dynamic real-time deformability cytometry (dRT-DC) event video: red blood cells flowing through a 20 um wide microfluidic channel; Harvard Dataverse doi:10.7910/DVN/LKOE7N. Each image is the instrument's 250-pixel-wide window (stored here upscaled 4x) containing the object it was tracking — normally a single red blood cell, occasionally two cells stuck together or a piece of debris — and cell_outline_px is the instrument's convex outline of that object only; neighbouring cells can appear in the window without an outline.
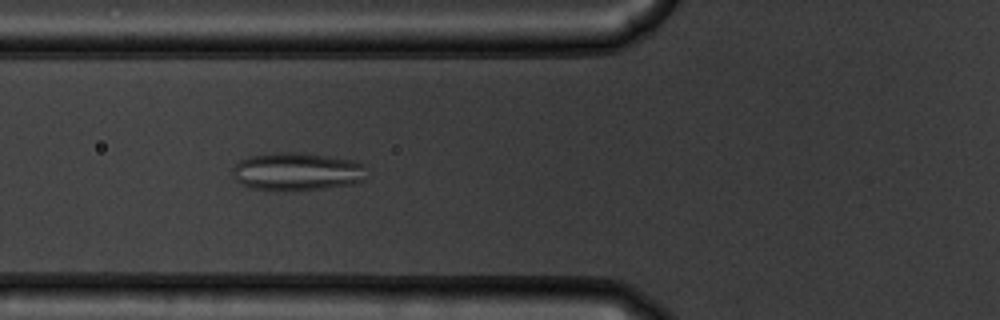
{"species": "common noctule bat (a hibernating species)", "species_latin": "Nyctalus noctula", "temperature_condition": "warm", "stored_images_in_passage": 39, "camera_frame_rate_fps": 3000, "um_per_image_px": 0.085, "animal": {"sex": "male", "body_mass_g": 19.5, "forearm_length_mm": 54.6}, "frame": {"image": 1, "passage_image": 5, "time_ms": 1.333, "image_size_px": [1000, 320], "cell_outline_px": [[364, 180], [352, 184], [328, 188], [252, 188], [240, 184], [232, 176], [232, 168], [240, 160], [248, 156], [276, 152], [300, 152], [352, 160], [364, 164]], "centroid_in_image_um": [25.22, 14.54], "position_along_channel_um": 100.6, "area_um2": 29.02}}
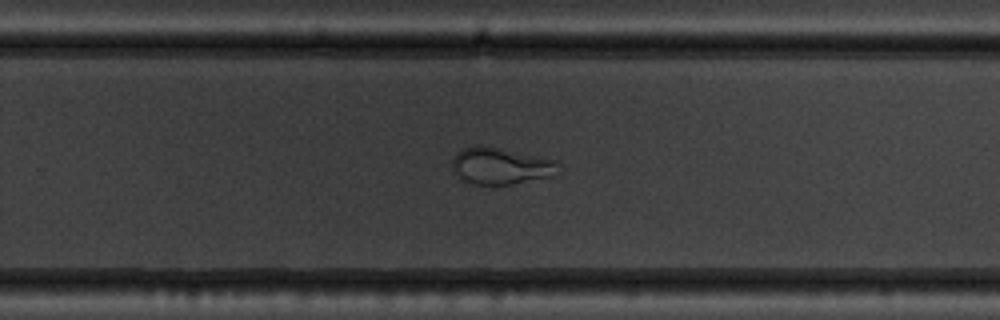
{"frame": {"image": 2, "passage_image": 20, "time_ms": 6.333, "image_size_px": [1000, 320], "cell_outline_px": [[560, 164], [556, 176], [512, 184], [472, 184], [464, 180], [452, 172], [452, 160], [456, 152], [464, 148], [476, 144], [480, 144], [556, 160]], "centroid_in_image_um": [42.56, 14.1], "position_along_channel_um": 287.2, "area_um2": 22.95}}
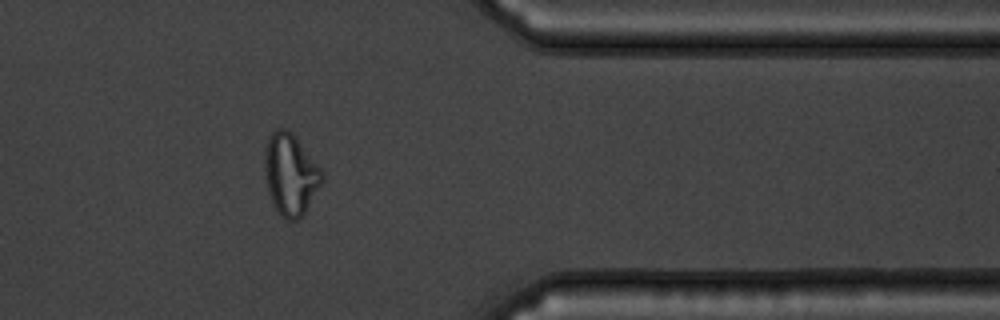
{"frame": {"image": 3, "passage_image": 29, "time_ms": 9.333, "image_size_px": [1000, 320], "cell_outline_px": [[324, 180], [300, 220], [288, 220], [280, 216], [268, 192], [264, 176], [264, 148], [272, 132], [276, 128], [288, 128], [292, 132], [324, 172]], "centroid_in_image_um": [24.69, 14.81], "position_along_channel_um": 386.7, "area_um2": 27.51}, "authors_computed_cell_mechanics": {"area_um2": 27.2816, "velocity_mm_per_s": 3.7406, "shape_relaxation_time_tau1_ms": null, "shape_relaxation_time_tau2_ms": 1.0617, "deformation_change_tau1": null, "deformation_change_tau2": 0.0752}}